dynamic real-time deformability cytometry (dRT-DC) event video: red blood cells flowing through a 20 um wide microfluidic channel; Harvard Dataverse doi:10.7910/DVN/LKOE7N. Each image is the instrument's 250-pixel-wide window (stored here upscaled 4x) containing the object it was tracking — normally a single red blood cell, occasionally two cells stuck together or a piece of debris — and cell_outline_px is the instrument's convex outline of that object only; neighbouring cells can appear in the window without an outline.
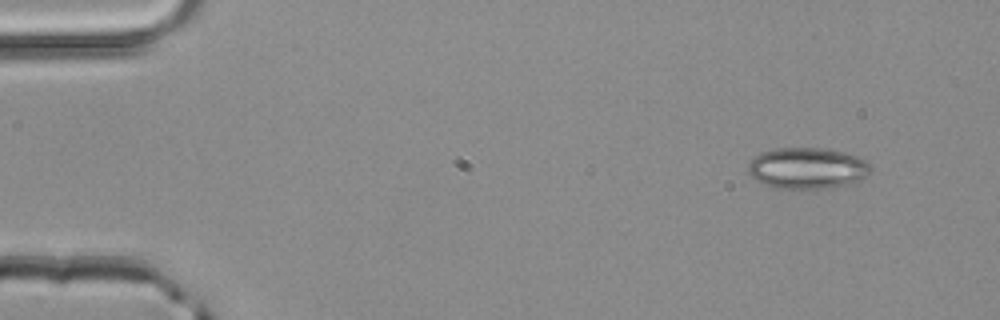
{"species": "common noctule bat (a hibernating species)", "species_latin": "Nyctalus noctula", "temperature_condition": "room temperature", "stored_images_in_passage": 3, "camera_frame_rate_fps": 3000, "um_per_image_px": 0.085, "animal": {"sex": "male", "body_mass_g": 20.4}, "frame": {"image": 1, "passage_image": 1, "time_ms": 0.0, "image_size_px": [1000, 320], "cell_outline_px": [[872, 168], [868, 176], [860, 180], [848, 184], [820, 188], [772, 188], [756, 180], [748, 172], [748, 164], [760, 152], [776, 148], [820, 148], [840, 152], [856, 156], [872, 164]], "centroid_in_image_um": [68.61, 14.29], "position_along_channel_um": 16.4, "area_um2": 29.25}}
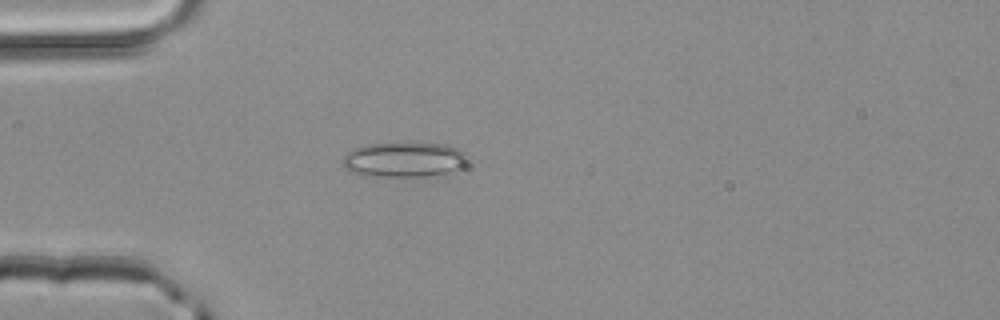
{"frame": {"image": 2, "passage_image": 3, "time_ms": 0.667, "image_size_px": [1000, 320], "cell_outline_px": [[468, 164], [460, 172], [424, 176], [360, 176], [348, 172], [344, 168], [344, 156], [348, 152], [356, 148], [372, 144], [448, 144], [464, 152], [468, 156]], "centroid_in_image_um": [34.43, 13.61], "position_along_channel_um": 50.6, "area_um2": 25.72}}